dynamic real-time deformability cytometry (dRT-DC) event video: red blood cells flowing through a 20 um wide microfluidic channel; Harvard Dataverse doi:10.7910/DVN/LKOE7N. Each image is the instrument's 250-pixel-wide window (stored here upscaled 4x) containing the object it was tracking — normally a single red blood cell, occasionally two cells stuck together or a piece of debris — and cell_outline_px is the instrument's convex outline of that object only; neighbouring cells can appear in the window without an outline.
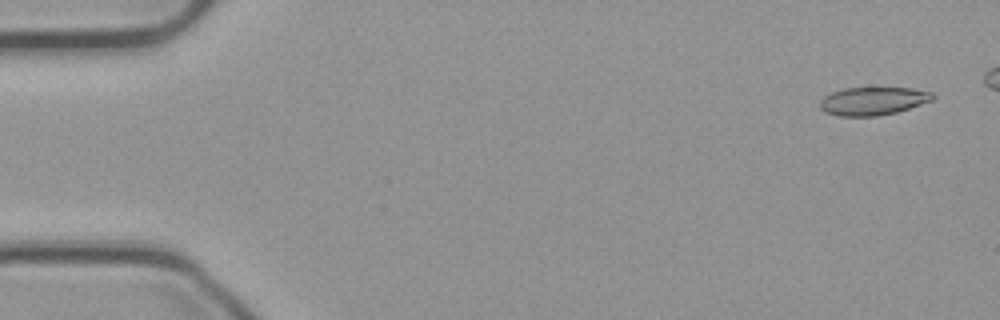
{"species": "common noctule bat (a hibernating species)", "species_latin": "Nyctalus noctula", "temperature_condition": "cold", "stored_images_in_passage": 49, "camera_frame_rate_fps": 3000, "um_per_image_px": 0.085, "animal": {"sex": "male", "body_mass_g": 23.1, "forearm_length_mm": 52.7}, "frame": {"image": 1, "passage_image": 3, "time_ms": 0.667, "image_size_px": [1000, 320], "cell_outline_px": [[936, 96], [932, 100], [896, 112], [876, 116], [840, 116], [824, 112], [820, 108], [820, 100], [824, 96], [832, 92], [844, 88], [912, 88], [932, 92]], "centroid_in_image_um": [74.18, 8.58], "position_along_channel_um": 10.8, "area_um2": 18.38}}
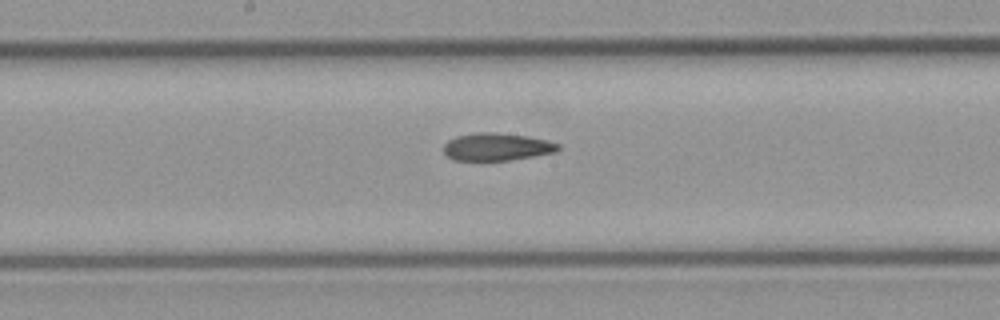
{"frame": {"image": 2, "passage_image": 29, "time_ms": 9.333, "image_size_px": [1000, 320], "cell_outline_px": [[560, 148], [556, 152], [508, 160], [452, 160], [444, 152], [444, 144], [448, 140], [456, 136], [476, 132], [496, 132], [528, 136], [560, 144]], "centroid_in_image_um": [42.2, 12.47], "position_along_channel_um": 206.0, "area_um2": 18.32}}
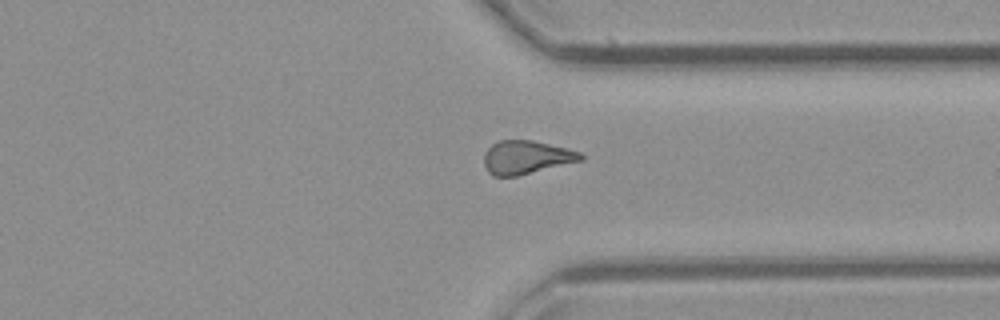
{"frame": {"image": 3, "passage_image": 42, "time_ms": 13.667, "image_size_px": [1000, 320], "cell_outline_px": [[584, 160], [516, 176], [492, 176], [488, 172], [484, 164], [484, 152], [496, 140], [532, 140], [580, 152], [584, 156]], "centroid_in_image_um": [44.7, 13.37], "position_along_channel_um": 366.7, "area_um2": 18.79}}